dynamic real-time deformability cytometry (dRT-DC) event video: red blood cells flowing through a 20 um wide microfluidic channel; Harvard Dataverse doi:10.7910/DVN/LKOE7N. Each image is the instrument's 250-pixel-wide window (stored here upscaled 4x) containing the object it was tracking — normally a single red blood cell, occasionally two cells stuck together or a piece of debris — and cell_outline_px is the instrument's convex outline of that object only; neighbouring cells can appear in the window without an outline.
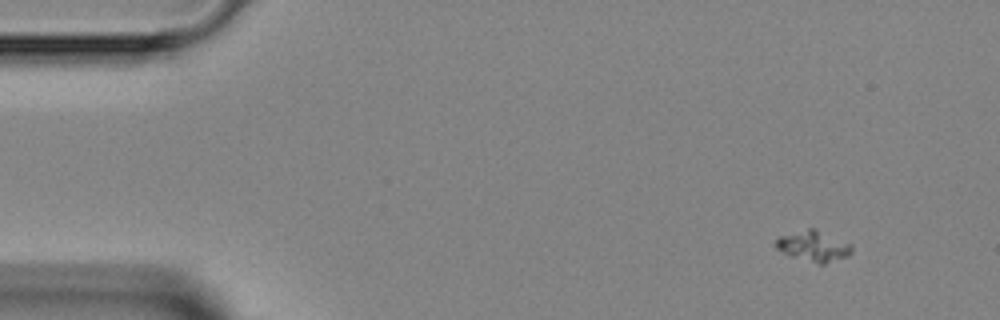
{"species": "Egyptian fruit bat (a non-hibernating species)", "species_latin": "Rousettus aegyptiacus", "temperature_condition": "room temperature", "stored_images_in_passage": 4, "camera_frame_rate_fps": 3000, "um_per_image_px": 0.085, "animal": {"sex": "female"}, "frame": {"image": 1, "passage_image": 1, "time_ms": 0.0, "image_size_px": [1000, 320], "cell_outline_px": [[852, 252], [848, 256], [824, 264], [820, 264], [792, 256], [776, 248], [776, 240], [780, 236], [808, 228], [812, 228], [852, 244]], "centroid_in_image_um": [69.18, 20.92], "position_along_channel_um": 15.8, "area_um2": 13.18}}
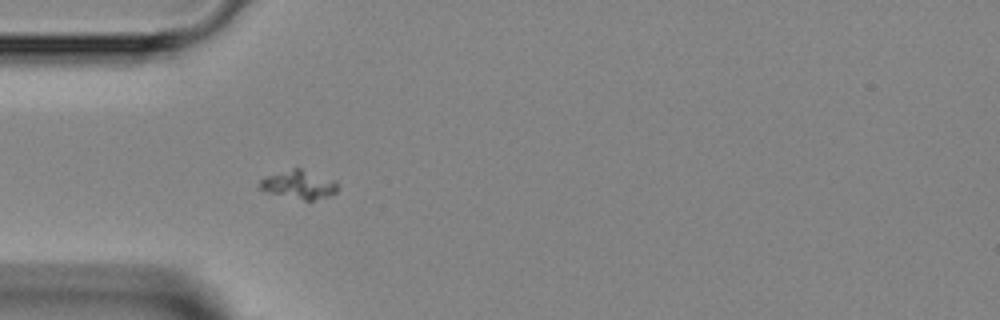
{"frame": {"image": 2, "passage_image": 4, "time_ms": 3.333, "image_size_px": [1000, 320], "cell_outline_px": [[336, 192], [328, 196], [312, 200], [304, 200], [264, 192], [260, 188], [260, 180], [264, 176], [292, 168], [300, 168], [336, 180]], "centroid_in_image_um": [25.37, 15.68], "position_along_channel_um": 59.6, "area_um2": 12.89}}